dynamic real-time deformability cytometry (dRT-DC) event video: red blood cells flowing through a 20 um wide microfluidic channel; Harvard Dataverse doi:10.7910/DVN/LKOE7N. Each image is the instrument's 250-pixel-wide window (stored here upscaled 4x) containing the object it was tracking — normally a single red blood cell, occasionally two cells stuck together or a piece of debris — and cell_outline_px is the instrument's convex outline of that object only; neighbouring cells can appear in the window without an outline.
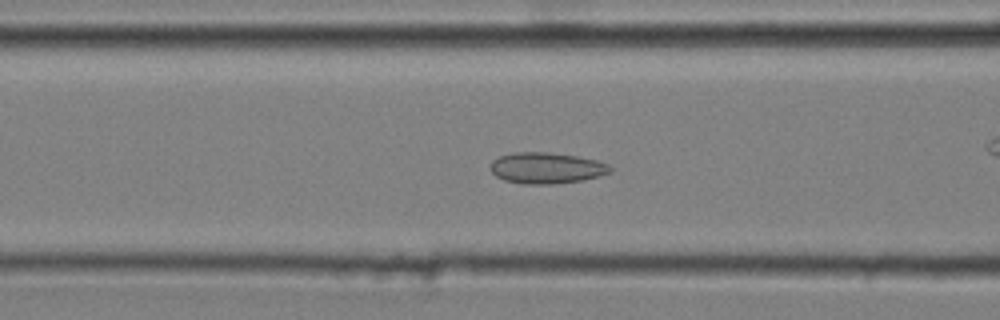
{"species": "common noctule bat (a hibernating species)", "species_latin": "Nyctalus noctula", "temperature_condition": "cold", "stored_images_in_passage": 44, "camera_frame_rate_fps": 3000, "um_per_image_px": 0.085, "animal": {"sex": "male", "body_mass_g": 20.4}, "frame": {"image": 1, "passage_image": 21, "time_ms": 6.667, "image_size_px": [1000, 320], "cell_outline_px": [[612, 172], [600, 176], [584, 180], [552, 184], [524, 184], [504, 180], [496, 176], [492, 172], [492, 160], [500, 156], [512, 152], [548, 152], [576, 156], [596, 160], [608, 164], [612, 168]], "centroid_in_image_um": [46.47, 14.28], "position_along_channel_um": 120.1, "area_um2": 21.73}}
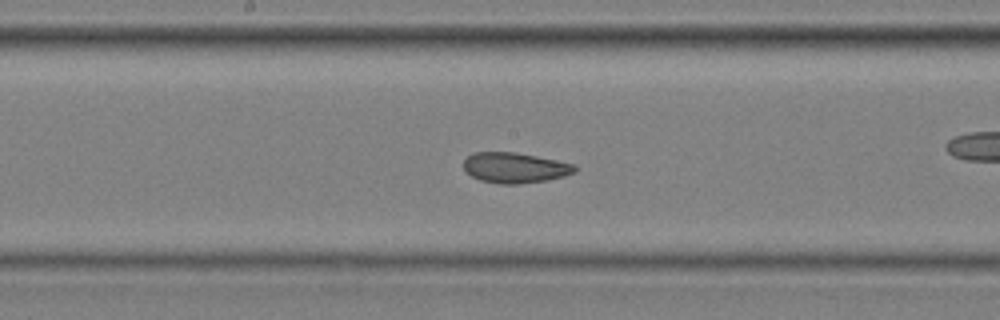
{"frame": {"image": 2, "passage_image": 28, "time_ms": 9.0, "image_size_px": [1000, 320], "cell_outline_px": [[576, 172], [564, 176], [548, 180], [516, 184], [500, 184], [480, 180], [472, 176], [464, 168], [464, 160], [472, 152], [516, 152], [576, 164]], "centroid_in_image_um": [43.78, 14.25], "position_along_channel_um": 204.4, "area_um2": 19.71}}
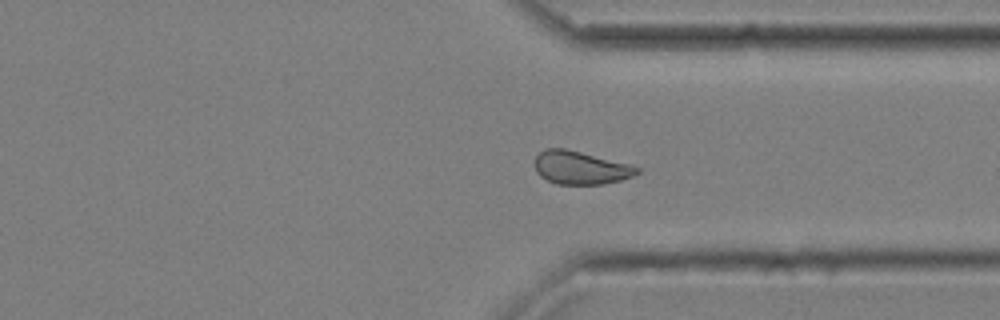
{"frame": {"image": 3, "passage_image": 41, "time_ms": 13.333, "image_size_px": [1000, 320], "cell_outline_px": [[640, 172], [632, 176], [620, 180], [604, 184], [556, 184], [540, 176], [536, 172], [536, 156], [544, 148], [564, 148], [632, 164], [640, 168]], "centroid_in_image_um": [49.37, 14.25], "position_along_channel_um": 362.0, "area_um2": 19.77}}